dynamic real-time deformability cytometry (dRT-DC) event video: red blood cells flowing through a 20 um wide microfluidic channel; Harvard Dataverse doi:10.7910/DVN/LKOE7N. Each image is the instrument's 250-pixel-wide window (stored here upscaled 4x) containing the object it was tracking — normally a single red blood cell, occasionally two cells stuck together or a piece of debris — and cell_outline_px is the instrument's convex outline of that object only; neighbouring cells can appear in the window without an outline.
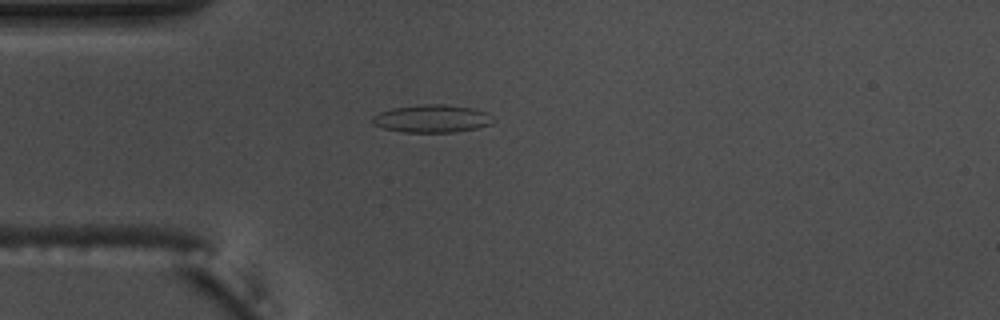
{"species": "common noctule bat (a hibernating species)", "species_latin": "Nyctalus noctula", "temperature_condition": "warm", "stored_images_in_passage": 37, "camera_frame_rate_fps": 3000, "um_per_image_px": 0.085, "animal": {"sex": "male", "body_mass_g": 17.5, "forearm_length_mm": 52.3}, "frame": {"image": 1, "passage_image": 2, "time_ms": 0.333, "image_size_px": [1000, 320], "cell_outline_px": [[496, 120], [492, 124], [476, 128], [456, 132], [404, 132], [384, 128], [372, 124], [372, 116], [380, 112], [392, 108], [424, 104], [444, 104], [472, 108], [488, 112]], "centroid_in_image_um": [36.75, 10.08], "position_along_channel_um": 48.2, "area_um2": 19.65}}
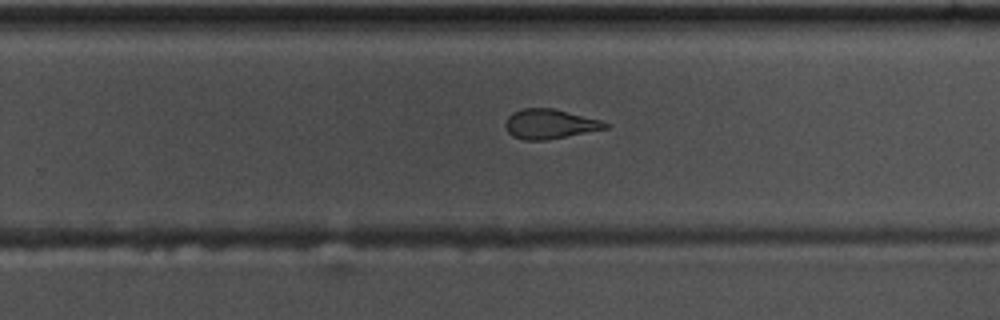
{"frame": {"image": 2, "passage_image": 22, "time_ms": 7.0, "image_size_px": [1000, 320], "cell_outline_px": [[608, 128], [548, 140], [524, 140], [512, 136], [508, 132], [504, 124], [508, 116], [512, 112], [520, 108], [552, 108], [600, 120], [608, 124]], "centroid_in_image_um": [46.68, 10.54], "position_along_channel_um": 283.1, "area_um2": 17.22}}
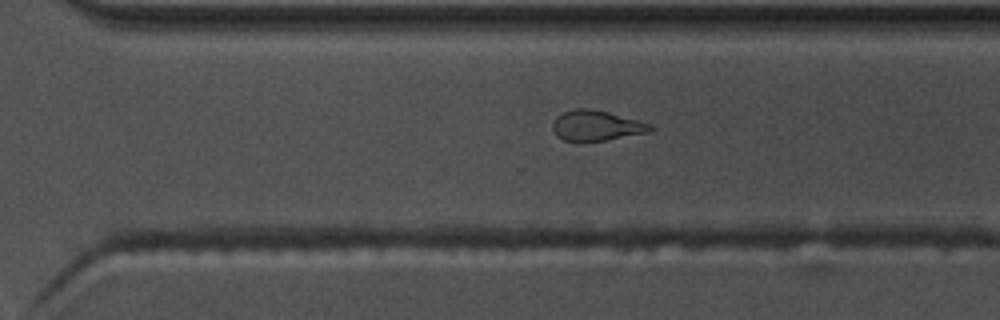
{"frame": {"image": 3, "passage_image": 25, "time_ms": 8.0, "image_size_px": [1000, 320], "cell_outline_px": [[656, 128], [652, 132], [580, 144], [564, 140], [556, 136], [552, 128], [552, 124], [556, 116], [572, 108], [592, 108], [608, 112], [652, 124]], "centroid_in_image_um": [50.68, 10.7], "position_along_channel_um": 319.9, "area_um2": 17.86}, "authors_computed_cell_mechanics": {"area_um2": 17.3978, "velocity_mm_per_s": 3.6951, "shape_relaxation_time_tau1_ms": null, "shape_relaxation_time_tau2_ms": 1.6722, "deformation_change_tau1": null, "deformation_change_tau2": 0.0994}}